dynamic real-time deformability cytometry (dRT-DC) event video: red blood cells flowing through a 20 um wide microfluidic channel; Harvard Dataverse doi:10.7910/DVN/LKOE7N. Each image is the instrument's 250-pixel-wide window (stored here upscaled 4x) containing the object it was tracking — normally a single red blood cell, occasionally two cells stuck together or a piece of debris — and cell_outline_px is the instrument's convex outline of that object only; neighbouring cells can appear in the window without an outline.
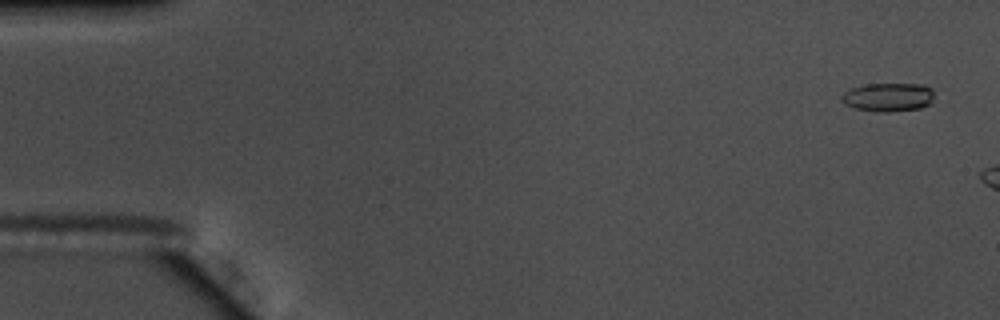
{"species": "common noctule bat (a hibernating species)", "species_latin": "Nyctalus noctula", "temperature_condition": "warm", "stored_images_in_passage": 9, "camera_frame_rate_fps": 3000, "um_per_image_px": 0.085, "animal": {"sex": "male", "body_mass_g": 17.5, "forearm_length_mm": 52.3}, "frame": {"image": 1, "passage_image": 3, "time_ms": 0.667, "image_size_px": [1000, 320], "cell_outline_px": [[932, 100], [928, 104], [920, 108], [888, 112], [876, 112], [856, 108], [840, 100], [840, 96], [844, 92], [852, 88], [868, 84], [924, 84], [932, 88]], "centroid_in_image_um": [75.5, 8.25], "position_along_channel_um": 9.5, "area_um2": 15.32}}